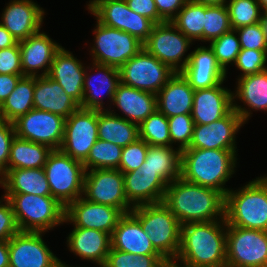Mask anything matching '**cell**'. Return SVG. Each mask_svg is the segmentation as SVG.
I'll return each instance as SVG.
<instances>
[{
	"label": "cell",
	"instance_id": "obj_1",
	"mask_svg": "<svg viewBox=\"0 0 267 267\" xmlns=\"http://www.w3.org/2000/svg\"><path fill=\"white\" fill-rule=\"evenodd\" d=\"M162 202L181 225L225 220V196L182 177L168 184Z\"/></svg>",
	"mask_w": 267,
	"mask_h": 267
},
{
	"label": "cell",
	"instance_id": "obj_2",
	"mask_svg": "<svg viewBox=\"0 0 267 267\" xmlns=\"http://www.w3.org/2000/svg\"><path fill=\"white\" fill-rule=\"evenodd\" d=\"M188 267H226V220L181 225L174 262Z\"/></svg>",
	"mask_w": 267,
	"mask_h": 267
},
{
	"label": "cell",
	"instance_id": "obj_3",
	"mask_svg": "<svg viewBox=\"0 0 267 267\" xmlns=\"http://www.w3.org/2000/svg\"><path fill=\"white\" fill-rule=\"evenodd\" d=\"M237 150L185 149L181 151V176L184 180L217 190L226 196V182L235 173Z\"/></svg>",
	"mask_w": 267,
	"mask_h": 267
},
{
	"label": "cell",
	"instance_id": "obj_4",
	"mask_svg": "<svg viewBox=\"0 0 267 267\" xmlns=\"http://www.w3.org/2000/svg\"><path fill=\"white\" fill-rule=\"evenodd\" d=\"M225 220L228 225L267 231V176L249 181L241 189L225 196Z\"/></svg>",
	"mask_w": 267,
	"mask_h": 267
},
{
	"label": "cell",
	"instance_id": "obj_5",
	"mask_svg": "<svg viewBox=\"0 0 267 267\" xmlns=\"http://www.w3.org/2000/svg\"><path fill=\"white\" fill-rule=\"evenodd\" d=\"M130 213L140 222L154 249L167 261L174 262L181 244V224L163 203L135 206Z\"/></svg>",
	"mask_w": 267,
	"mask_h": 267
},
{
	"label": "cell",
	"instance_id": "obj_6",
	"mask_svg": "<svg viewBox=\"0 0 267 267\" xmlns=\"http://www.w3.org/2000/svg\"><path fill=\"white\" fill-rule=\"evenodd\" d=\"M21 232H46L64 224L65 207L52 196L4 194Z\"/></svg>",
	"mask_w": 267,
	"mask_h": 267
},
{
	"label": "cell",
	"instance_id": "obj_7",
	"mask_svg": "<svg viewBox=\"0 0 267 267\" xmlns=\"http://www.w3.org/2000/svg\"><path fill=\"white\" fill-rule=\"evenodd\" d=\"M51 196L64 207L83 195L85 168L60 149L53 150L44 165Z\"/></svg>",
	"mask_w": 267,
	"mask_h": 267
},
{
	"label": "cell",
	"instance_id": "obj_8",
	"mask_svg": "<svg viewBox=\"0 0 267 267\" xmlns=\"http://www.w3.org/2000/svg\"><path fill=\"white\" fill-rule=\"evenodd\" d=\"M226 267H267V231L226 223Z\"/></svg>",
	"mask_w": 267,
	"mask_h": 267
},
{
	"label": "cell",
	"instance_id": "obj_9",
	"mask_svg": "<svg viewBox=\"0 0 267 267\" xmlns=\"http://www.w3.org/2000/svg\"><path fill=\"white\" fill-rule=\"evenodd\" d=\"M96 22L90 54L93 62L119 69L143 48V43L133 35Z\"/></svg>",
	"mask_w": 267,
	"mask_h": 267
},
{
	"label": "cell",
	"instance_id": "obj_10",
	"mask_svg": "<svg viewBox=\"0 0 267 267\" xmlns=\"http://www.w3.org/2000/svg\"><path fill=\"white\" fill-rule=\"evenodd\" d=\"M190 44L192 41L171 22H163L154 25L143 48L173 71L181 72L190 59V53L185 56Z\"/></svg>",
	"mask_w": 267,
	"mask_h": 267
},
{
	"label": "cell",
	"instance_id": "obj_11",
	"mask_svg": "<svg viewBox=\"0 0 267 267\" xmlns=\"http://www.w3.org/2000/svg\"><path fill=\"white\" fill-rule=\"evenodd\" d=\"M119 74L123 84L157 94L175 71L142 48L119 68Z\"/></svg>",
	"mask_w": 267,
	"mask_h": 267
},
{
	"label": "cell",
	"instance_id": "obj_12",
	"mask_svg": "<svg viewBox=\"0 0 267 267\" xmlns=\"http://www.w3.org/2000/svg\"><path fill=\"white\" fill-rule=\"evenodd\" d=\"M82 196L93 203L116 207L124 214L134 208L126 198L124 176L119 169L85 171Z\"/></svg>",
	"mask_w": 267,
	"mask_h": 267
},
{
	"label": "cell",
	"instance_id": "obj_13",
	"mask_svg": "<svg viewBox=\"0 0 267 267\" xmlns=\"http://www.w3.org/2000/svg\"><path fill=\"white\" fill-rule=\"evenodd\" d=\"M65 120L60 115L33 108L12 123L17 137L58 150L64 138Z\"/></svg>",
	"mask_w": 267,
	"mask_h": 267
},
{
	"label": "cell",
	"instance_id": "obj_14",
	"mask_svg": "<svg viewBox=\"0 0 267 267\" xmlns=\"http://www.w3.org/2000/svg\"><path fill=\"white\" fill-rule=\"evenodd\" d=\"M98 140V110L79 107L66 120L60 150L72 159L84 162Z\"/></svg>",
	"mask_w": 267,
	"mask_h": 267
},
{
	"label": "cell",
	"instance_id": "obj_15",
	"mask_svg": "<svg viewBox=\"0 0 267 267\" xmlns=\"http://www.w3.org/2000/svg\"><path fill=\"white\" fill-rule=\"evenodd\" d=\"M101 24L125 31L144 43L155 23L129 9L125 0H100L90 9Z\"/></svg>",
	"mask_w": 267,
	"mask_h": 267
},
{
	"label": "cell",
	"instance_id": "obj_16",
	"mask_svg": "<svg viewBox=\"0 0 267 267\" xmlns=\"http://www.w3.org/2000/svg\"><path fill=\"white\" fill-rule=\"evenodd\" d=\"M45 232H19L8 240L9 267H57L58 259L42 236Z\"/></svg>",
	"mask_w": 267,
	"mask_h": 267
},
{
	"label": "cell",
	"instance_id": "obj_17",
	"mask_svg": "<svg viewBox=\"0 0 267 267\" xmlns=\"http://www.w3.org/2000/svg\"><path fill=\"white\" fill-rule=\"evenodd\" d=\"M243 124L234 109L211 124H194L193 137L187 149L236 150V134Z\"/></svg>",
	"mask_w": 267,
	"mask_h": 267
},
{
	"label": "cell",
	"instance_id": "obj_18",
	"mask_svg": "<svg viewBox=\"0 0 267 267\" xmlns=\"http://www.w3.org/2000/svg\"><path fill=\"white\" fill-rule=\"evenodd\" d=\"M123 215L116 207L93 203L81 196L65 207L64 222L73 223L74 227L95 229L112 235Z\"/></svg>",
	"mask_w": 267,
	"mask_h": 267
},
{
	"label": "cell",
	"instance_id": "obj_19",
	"mask_svg": "<svg viewBox=\"0 0 267 267\" xmlns=\"http://www.w3.org/2000/svg\"><path fill=\"white\" fill-rule=\"evenodd\" d=\"M1 15L0 23L19 42L41 30L45 12L32 0H11Z\"/></svg>",
	"mask_w": 267,
	"mask_h": 267
},
{
	"label": "cell",
	"instance_id": "obj_20",
	"mask_svg": "<svg viewBox=\"0 0 267 267\" xmlns=\"http://www.w3.org/2000/svg\"><path fill=\"white\" fill-rule=\"evenodd\" d=\"M23 76H46L55 53L62 47L45 32H37L19 41ZM41 70V74H39Z\"/></svg>",
	"mask_w": 267,
	"mask_h": 267
},
{
	"label": "cell",
	"instance_id": "obj_21",
	"mask_svg": "<svg viewBox=\"0 0 267 267\" xmlns=\"http://www.w3.org/2000/svg\"><path fill=\"white\" fill-rule=\"evenodd\" d=\"M92 63L93 68H86L83 84V100L80 107L84 109L104 111L107 110L104 108V94L106 93L105 95L112 103L113 96L120 83L119 69L109 65L95 62ZM89 68H91V72H93L92 70L94 68L97 71V74L95 73L94 77L90 75V73H87V69Z\"/></svg>",
	"mask_w": 267,
	"mask_h": 267
},
{
	"label": "cell",
	"instance_id": "obj_22",
	"mask_svg": "<svg viewBox=\"0 0 267 267\" xmlns=\"http://www.w3.org/2000/svg\"><path fill=\"white\" fill-rule=\"evenodd\" d=\"M223 82L211 88L194 90L192 118L194 124H211L233 109V91L224 88Z\"/></svg>",
	"mask_w": 267,
	"mask_h": 267
},
{
	"label": "cell",
	"instance_id": "obj_23",
	"mask_svg": "<svg viewBox=\"0 0 267 267\" xmlns=\"http://www.w3.org/2000/svg\"><path fill=\"white\" fill-rule=\"evenodd\" d=\"M181 73L194 90L219 85L227 77L209 46H200L190 52V59Z\"/></svg>",
	"mask_w": 267,
	"mask_h": 267
},
{
	"label": "cell",
	"instance_id": "obj_24",
	"mask_svg": "<svg viewBox=\"0 0 267 267\" xmlns=\"http://www.w3.org/2000/svg\"><path fill=\"white\" fill-rule=\"evenodd\" d=\"M85 72L83 63L61 47L55 53L48 76L57 81L63 90L81 105Z\"/></svg>",
	"mask_w": 267,
	"mask_h": 267
},
{
	"label": "cell",
	"instance_id": "obj_25",
	"mask_svg": "<svg viewBox=\"0 0 267 267\" xmlns=\"http://www.w3.org/2000/svg\"><path fill=\"white\" fill-rule=\"evenodd\" d=\"M67 243L69 251L80 259L104 265L111 248V235L95 229L74 227Z\"/></svg>",
	"mask_w": 267,
	"mask_h": 267
},
{
	"label": "cell",
	"instance_id": "obj_26",
	"mask_svg": "<svg viewBox=\"0 0 267 267\" xmlns=\"http://www.w3.org/2000/svg\"><path fill=\"white\" fill-rule=\"evenodd\" d=\"M34 108L68 118L80 105L70 97L61 85L46 76L35 77Z\"/></svg>",
	"mask_w": 267,
	"mask_h": 267
},
{
	"label": "cell",
	"instance_id": "obj_27",
	"mask_svg": "<svg viewBox=\"0 0 267 267\" xmlns=\"http://www.w3.org/2000/svg\"><path fill=\"white\" fill-rule=\"evenodd\" d=\"M238 84L235 93H232L233 109L241 116L242 121L246 124L254 111H267V70L238 77ZM241 100L245 107L236 104L235 99Z\"/></svg>",
	"mask_w": 267,
	"mask_h": 267
},
{
	"label": "cell",
	"instance_id": "obj_28",
	"mask_svg": "<svg viewBox=\"0 0 267 267\" xmlns=\"http://www.w3.org/2000/svg\"><path fill=\"white\" fill-rule=\"evenodd\" d=\"M111 248L136 255H160L140 222L130 212L121 217L113 230Z\"/></svg>",
	"mask_w": 267,
	"mask_h": 267
},
{
	"label": "cell",
	"instance_id": "obj_29",
	"mask_svg": "<svg viewBox=\"0 0 267 267\" xmlns=\"http://www.w3.org/2000/svg\"><path fill=\"white\" fill-rule=\"evenodd\" d=\"M156 96L157 110L167 118L192 113L194 89L181 72H175Z\"/></svg>",
	"mask_w": 267,
	"mask_h": 267
},
{
	"label": "cell",
	"instance_id": "obj_30",
	"mask_svg": "<svg viewBox=\"0 0 267 267\" xmlns=\"http://www.w3.org/2000/svg\"><path fill=\"white\" fill-rule=\"evenodd\" d=\"M112 104L125 114L120 117L140 125L157 110V96L120 82L113 96Z\"/></svg>",
	"mask_w": 267,
	"mask_h": 267
},
{
	"label": "cell",
	"instance_id": "obj_31",
	"mask_svg": "<svg viewBox=\"0 0 267 267\" xmlns=\"http://www.w3.org/2000/svg\"><path fill=\"white\" fill-rule=\"evenodd\" d=\"M174 146L149 145L140 176L162 178L167 184L181 176V151Z\"/></svg>",
	"mask_w": 267,
	"mask_h": 267
},
{
	"label": "cell",
	"instance_id": "obj_32",
	"mask_svg": "<svg viewBox=\"0 0 267 267\" xmlns=\"http://www.w3.org/2000/svg\"><path fill=\"white\" fill-rule=\"evenodd\" d=\"M0 186L5 194L51 196L44 168L7 170L0 177Z\"/></svg>",
	"mask_w": 267,
	"mask_h": 267
},
{
	"label": "cell",
	"instance_id": "obj_33",
	"mask_svg": "<svg viewBox=\"0 0 267 267\" xmlns=\"http://www.w3.org/2000/svg\"><path fill=\"white\" fill-rule=\"evenodd\" d=\"M124 192L133 206L162 202L168 184L162 178L140 176L139 170L123 173Z\"/></svg>",
	"mask_w": 267,
	"mask_h": 267
},
{
	"label": "cell",
	"instance_id": "obj_34",
	"mask_svg": "<svg viewBox=\"0 0 267 267\" xmlns=\"http://www.w3.org/2000/svg\"><path fill=\"white\" fill-rule=\"evenodd\" d=\"M107 110H98V139L114 143L121 147L136 141L139 138V125L130 122L114 110L111 105Z\"/></svg>",
	"mask_w": 267,
	"mask_h": 267
},
{
	"label": "cell",
	"instance_id": "obj_35",
	"mask_svg": "<svg viewBox=\"0 0 267 267\" xmlns=\"http://www.w3.org/2000/svg\"><path fill=\"white\" fill-rule=\"evenodd\" d=\"M53 150L43 144L14 137L8 159V170L44 168Z\"/></svg>",
	"mask_w": 267,
	"mask_h": 267
},
{
	"label": "cell",
	"instance_id": "obj_36",
	"mask_svg": "<svg viewBox=\"0 0 267 267\" xmlns=\"http://www.w3.org/2000/svg\"><path fill=\"white\" fill-rule=\"evenodd\" d=\"M34 88L35 77L22 76L12 93L0 105V119L13 122L32 110Z\"/></svg>",
	"mask_w": 267,
	"mask_h": 267
},
{
	"label": "cell",
	"instance_id": "obj_37",
	"mask_svg": "<svg viewBox=\"0 0 267 267\" xmlns=\"http://www.w3.org/2000/svg\"><path fill=\"white\" fill-rule=\"evenodd\" d=\"M204 21L205 5L187 0L170 22L192 42H203Z\"/></svg>",
	"mask_w": 267,
	"mask_h": 267
},
{
	"label": "cell",
	"instance_id": "obj_38",
	"mask_svg": "<svg viewBox=\"0 0 267 267\" xmlns=\"http://www.w3.org/2000/svg\"><path fill=\"white\" fill-rule=\"evenodd\" d=\"M123 147L98 139L83 162L85 171L93 169H118Z\"/></svg>",
	"mask_w": 267,
	"mask_h": 267
},
{
	"label": "cell",
	"instance_id": "obj_39",
	"mask_svg": "<svg viewBox=\"0 0 267 267\" xmlns=\"http://www.w3.org/2000/svg\"><path fill=\"white\" fill-rule=\"evenodd\" d=\"M139 138L152 146H171L168 118L156 110L139 125Z\"/></svg>",
	"mask_w": 267,
	"mask_h": 267
},
{
	"label": "cell",
	"instance_id": "obj_40",
	"mask_svg": "<svg viewBox=\"0 0 267 267\" xmlns=\"http://www.w3.org/2000/svg\"><path fill=\"white\" fill-rule=\"evenodd\" d=\"M232 30L228 8L225 5H205L203 42H211Z\"/></svg>",
	"mask_w": 267,
	"mask_h": 267
},
{
	"label": "cell",
	"instance_id": "obj_41",
	"mask_svg": "<svg viewBox=\"0 0 267 267\" xmlns=\"http://www.w3.org/2000/svg\"><path fill=\"white\" fill-rule=\"evenodd\" d=\"M226 6L233 30L258 23L262 11L257 0H229Z\"/></svg>",
	"mask_w": 267,
	"mask_h": 267
},
{
	"label": "cell",
	"instance_id": "obj_42",
	"mask_svg": "<svg viewBox=\"0 0 267 267\" xmlns=\"http://www.w3.org/2000/svg\"><path fill=\"white\" fill-rule=\"evenodd\" d=\"M236 30L222 34L219 38L212 40L209 47L213 50L218 65L227 73V65L234 64L241 46Z\"/></svg>",
	"mask_w": 267,
	"mask_h": 267
},
{
	"label": "cell",
	"instance_id": "obj_43",
	"mask_svg": "<svg viewBox=\"0 0 267 267\" xmlns=\"http://www.w3.org/2000/svg\"><path fill=\"white\" fill-rule=\"evenodd\" d=\"M161 255H136L110 248L104 267H163Z\"/></svg>",
	"mask_w": 267,
	"mask_h": 267
},
{
	"label": "cell",
	"instance_id": "obj_44",
	"mask_svg": "<svg viewBox=\"0 0 267 267\" xmlns=\"http://www.w3.org/2000/svg\"><path fill=\"white\" fill-rule=\"evenodd\" d=\"M171 146L176 142L178 149H187L193 137L194 121L191 114H179L168 118Z\"/></svg>",
	"mask_w": 267,
	"mask_h": 267
},
{
	"label": "cell",
	"instance_id": "obj_45",
	"mask_svg": "<svg viewBox=\"0 0 267 267\" xmlns=\"http://www.w3.org/2000/svg\"><path fill=\"white\" fill-rule=\"evenodd\" d=\"M267 50L241 49L234 65L242 71L240 77L267 70Z\"/></svg>",
	"mask_w": 267,
	"mask_h": 267
},
{
	"label": "cell",
	"instance_id": "obj_46",
	"mask_svg": "<svg viewBox=\"0 0 267 267\" xmlns=\"http://www.w3.org/2000/svg\"><path fill=\"white\" fill-rule=\"evenodd\" d=\"M148 147L149 145L140 138L123 147L118 169L122 173L139 169L146 159Z\"/></svg>",
	"mask_w": 267,
	"mask_h": 267
},
{
	"label": "cell",
	"instance_id": "obj_47",
	"mask_svg": "<svg viewBox=\"0 0 267 267\" xmlns=\"http://www.w3.org/2000/svg\"><path fill=\"white\" fill-rule=\"evenodd\" d=\"M238 33L241 49L267 50L266 37L259 23L235 29Z\"/></svg>",
	"mask_w": 267,
	"mask_h": 267
},
{
	"label": "cell",
	"instance_id": "obj_48",
	"mask_svg": "<svg viewBox=\"0 0 267 267\" xmlns=\"http://www.w3.org/2000/svg\"><path fill=\"white\" fill-rule=\"evenodd\" d=\"M0 199V240L8 241L15 234L19 233V227L17 225L15 214L13 212L10 201L1 196ZM4 201V203H2Z\"/></svg>",
	"mask_w": 267,
	"mask_h": 267
},
{
	"label": "cell",
	"instance_id": "obj_49",
	"mask_svg": "<svg viewBox=\"0 0 267 267\" xmlns=\"http://www.w3.org/2000/svg\"><path fill=\"white\" fill-rule=\"evenodd\" d=\"M0 74L23 75L19 42L0 50Z\"/></svg>",
	"mask_w": 267,
	"mask_h": 267
},
{
	"label": "cell",
	"instance_id": "obj_50",
	"mask_svg": "<svg viewBox=\"0 0 267 267\" xmlns=\"http://www.w3.org/2000/svg\"><path fill=\"white\" fill-rule=\"evenodd\" d=\"M15 136L13 123L0 119V177L8 170L9 153Z\"/></svg>",
	"mask_w": 267,
	"mask_h": 267
},
{
	"label": "cell",
	"instance_id": "obj_51",
	"mask_svg": "<svg viewBox=\"0 0 267 267\" xmlns=\"http://www.w3.org/2000/svg\"><path fill=\"white\" fill-rule=\"evenodd\" d=\"M130 10L145 16L155 24L165 22L159 15L154 0H125Z\"/></svg>",
	"mask_w": 267,
	"mask_h": 267
},
{
	"label": "cell",
	"instance_id": "obj_52",
	"mask_svg": "<svg viewBox=\"0 0 267 267\" xmlns=\"http://www.w3.org/2000/svg\"><path fill=\"white\" fill-rule=\"evenodd\" d=\"M158 15L165 21L170 22L182 9L187 0H154Z\"/></svg>",
	"mask_w": 267,
	"mask_h": 267
},
{
	"label": "cell",
	"instance_id": "obj_53",
	"mask_svg": "<svg viewBox=\"0 0 267 267\" xmlns=\"http://www.w3.org/2000/svg\"><path fill=\"white\" fill-rule=\"evenodd\" d=\"M23 75L0 74V105L15 89L18 80Z\"/></svg>",
	"mask_w": 267,
	"mask_h": 267
},
{
	"label": "cell",
	"instance_id": "obj_54",
	"mask_svg": "<svg viewBox=\"0 0 267 267\" xmlns=\"http://www.w3.org/2000/svg\"><path fill=\"white\" fill-rule=\"evenodd\" d=\"M17 42L13 35L0 23V50L14 46Z\"/></svg>",
	"mask_w": 267,
	"mask_h": 267
},
{
	"label": "cell",
	"instance_id": "obj_55",
	"mask_svg": "<svg viewBox=\"0 0 267 267\" xmlns=\"http://www.w3.org/2000/svg\"><path fill=\"white\" fill-rule=\"evenodd\" d=\"M0 267H9L8 241L0 240Z\"/></svg>",
	"mask_w": 267,
	"mask_h": 267
},
{
	"label": "cell",
	"instance_id": "obj_56",
	"mask_svg": "<svg viewBox=\"0 0 267 267\" xmlns=\"http://www.w3.org/2000/svg\"><path fill=\"white\" fill-rule=\"evenodd\" d=\"M258 23L267 41V11L262 10Z\"/></svg>",
	"mask_w": 267,
	"mask_h": 267
},
{
	"label": "cell",
	"instance_id": "obj_57",
	"mask_svg": "<svg viewBox=\"0 0 267 267\" xmlns=\"http://www.w3.org/2000/svg\"><path fill=\"white\" fill-rule=\"evenodd\" d=\"M192 2L201 3L207 6L225 5L228 0H190Z\"/></svg>",
	"mask_w": 267,
	"mask_h": 267
},
{
	"label": "cell",
	"instance_id": "obj_58",
	"mask_svg": "<svg viewBox=\"0 0 267 267\" xmlns=\"http://www.w3.org/2000/svg\"><path fill=\"white\" fill-rule=\"evenodd\" d=\"M257 2L259 3L261 9L267 11V0H257Z\"/></svg>",
	"mask_w": 267,
	"mask_h": 267
},
{
	"label": "cell",
	"instance_id": "obj_59",
	"mask_svg": "<svg viewBox=\"0 0 267 267\" xmlns=\"http://www.w3.org/2000/svg\"><path fill=\"white\" fill-rule=\"evenodd\" d=\"M163 267H183V265L175 262H167Z\"/></svg>",
	"mask_w": 267,
	"mask_h": 267
},
{
	"label": "cell",
	"instance_id": "obj_60",
	"mask_svg": "<svg viewBox=\"0 0 267 267\" xmlns=\"http://www.w3.org/2000/svg\"><path fill=\"white\" fill-rule=\"evenodd\" d=\"M99 267H104V265H98ZM57 267H74L68 266L65 262L63 263L61 260L58 262ZM77 267V266H76Z\"/></svg>",
	"mask_w": 267,
	"mask_h": 267
},
{
	"label": "cell",
	"instance_id": "obj_61",
	"mask_svg": "<svg viewBox=\"0 0 267 267\" xmlns=\"http://www.w3.org/2000/svg\"><path fill=\"white\" fill-rule=\"evenodd\" d=\"M100 0H90L89 3L87 4V9L89 10L96 2H98Z\"/></svg>",
	"mask_w": 267,
	"mask_h": 267
}]
</instances>
